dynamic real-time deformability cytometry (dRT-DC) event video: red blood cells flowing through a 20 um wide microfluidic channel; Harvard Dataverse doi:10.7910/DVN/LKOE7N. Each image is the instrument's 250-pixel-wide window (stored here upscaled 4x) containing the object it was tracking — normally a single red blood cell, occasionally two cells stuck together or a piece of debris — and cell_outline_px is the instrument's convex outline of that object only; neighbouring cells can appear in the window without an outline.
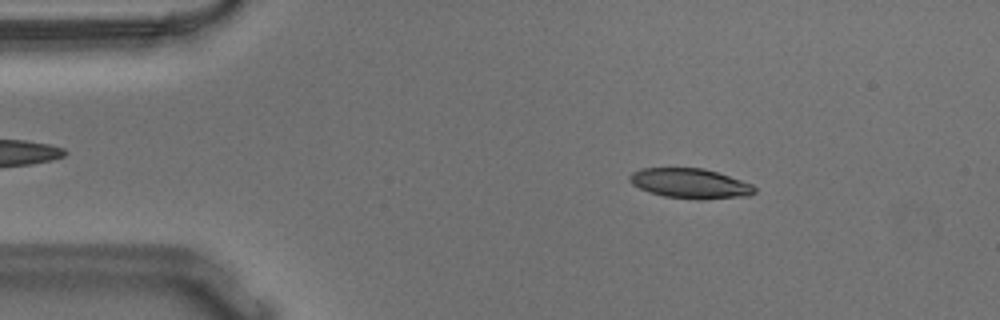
{"species": "Egyptian fruit bat (a non-hibernating species)", "species_latin": "Rousettus aegyptiacus", "temperature_condition": "warm", "stored_images_in_passage": 54, "camera_frame_rate_fps": 3000, "um_per_image_px": 0.085, "animal": {"sex": "male"}, "frame": {"image": 1, "passage_image": 8, "time_ms": 2.333, "image_size_px": [1000, 320], "cell_outline_px": [[756, 192], [748, 196], [700, 200], [664, 196], [648, 192], [632, 184], [628, 180], [628, 176], [632, 172], [644, 168], [704, 168], [752, 184], [756, 188]], "centroid_in_image_um": [58.65, 15.6], "position_along_channel_um": 26.3, "area_um2": 21.79}}
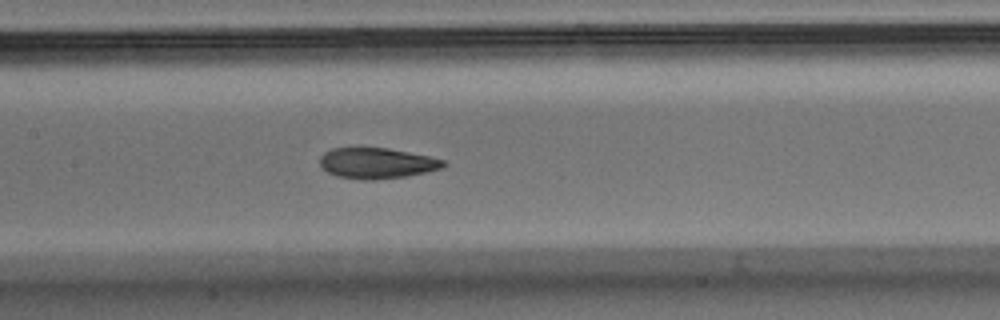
{"frame": {"image": 2, "passage_image": 25, "time_ms": 8.0, "image_size_px": [1000, 320], "cell_outline_px": [[448, 164], [444, 168], [404, 176], [376, 180], [360, 180], [336, 176], [328, 172], [320, 164], [320, 156], [324, 152], [332, 148], [388, 148], [428, 156], [444, 160]], "centroid_in_image_um": [32.03, 13.87], "position_along_channel_um": 175.4, "area_um2": 22.08}}
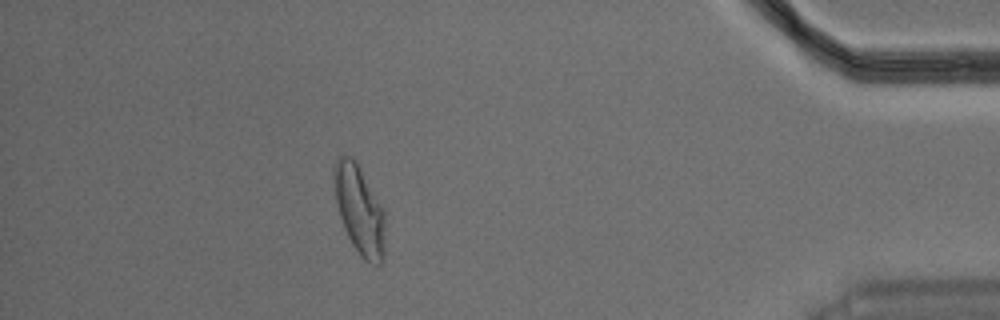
{"frame": {"image": 3, "passage_image": 48, "time_ms": 15.667, "image_size_px": [1000, 320], "cell_outline_px": [[384, 252], [380, 264], [372, 264], [364, 260], [360, 256], [352, 244], [344, 228], [340, 216], [336, 200], [332, 172], [332, 168], [336, 160], [340, 156], [352, 156], [356, 160], [380, 204], [384, 212]], "centroid_in_image_um": [30.53, 17.82], "position_along_channel_um": 404.7, "area_um2": 26.24}, "authors_computed_cell_mechanics": {"area_um2": 22.542, "velocity_mm_per_s": 3.6396, "shape_relaxation_time_tau1_ms": 6.1657, "shape_relaxation_time_tau2_ms": 1.9542, "deformation_change_tau1": 0.1879, "deformation_change_tau2": 0.0815}}